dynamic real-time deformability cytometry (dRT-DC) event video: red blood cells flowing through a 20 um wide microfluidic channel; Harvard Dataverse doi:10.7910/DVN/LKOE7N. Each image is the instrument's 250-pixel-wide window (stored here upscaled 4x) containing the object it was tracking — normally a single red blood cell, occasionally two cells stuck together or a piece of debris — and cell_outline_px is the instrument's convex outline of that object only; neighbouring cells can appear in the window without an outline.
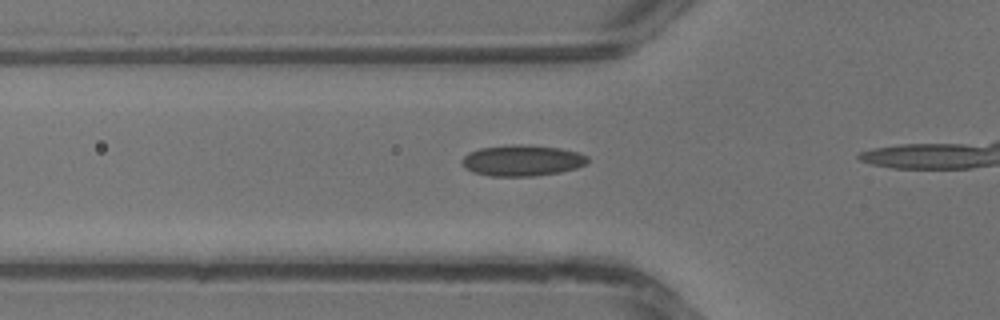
{"species": "common noctule bat (a hibernating species)", "species_latin": "Nyctalus noctula", "temperature_condition": "warm", "stored_images_in_passage": 6, "camera_frame_rate_fps": 3000, "um_per_image_px": 0.085, "animal": {"sex": "male", "body_mass_g": 13.3}, "frame": {"image": 1, "passage_image": 4, "time_ms": 1.0, "image_size_px": [1000, 320], "cell_outline_px": [[588, 160], [584, 164], [576, 168], [560, 172], [536, 176], [488, 176], [472, 172], [464, 168], [460, 160], [468, 152], [480, 148], [520, 144], [560, 148], [576, 152], [588, 156]], "centroid_in_image_um": [44.33, 13.65], "position_along_channel_um": 81.5, "area_um2": 22.72}}